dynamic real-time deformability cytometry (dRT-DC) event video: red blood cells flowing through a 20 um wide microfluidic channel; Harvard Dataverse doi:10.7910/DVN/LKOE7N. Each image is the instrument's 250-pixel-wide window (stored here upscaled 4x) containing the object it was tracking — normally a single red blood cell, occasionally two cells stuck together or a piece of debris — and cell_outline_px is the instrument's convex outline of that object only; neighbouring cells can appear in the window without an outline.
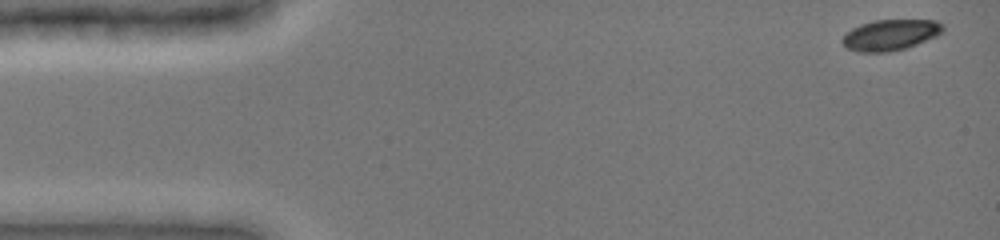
{"species": "common noctule bat (a hibernating species)", "species_latin": "Nyctalus noctula", "temperature_condition": "cold", "stored_images_in_passage": 20, "camera_frame_rate_fps": 3000, "um_per_image_px": 0.085, "animal": {"sex": "female", "body_mass_g": 19.0, "forearm_length_mm": 51.5}, "frame": {"image": 1, "passage_image": 1, "time_ms": 0.0, "image_size_px": [1000, 240], "cell_outline_px": [[944, 28], [936, 36], [916, 44], [904, 48], [888, 52], [860, 52], [848, 48], [840, 40], [852, 28], [860, 24], [876, 20], [936, 20], [944, 24]], "centroid_in_image_um": [75.68, 2.96], "position_along_channel_um": 9.3, "area_um2": 17.86}}
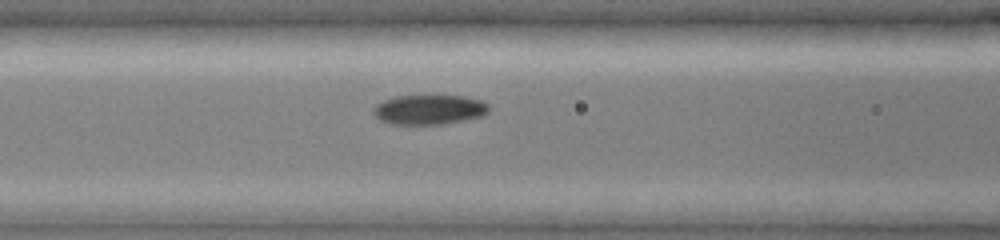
{"frame": {"image": 2, "passage_image": 15, "time_ms": 6.0, "image_size_px": [1000, 240], "cell_outline_px": [[488, 112], [484, 116], [444, 124], [392, 124], [380, 120], [372, 112], [372, 108], [376, 104], [384, 100], [396, 96], [464, 96], [484, 100], [488, 104]], "centroid_in_image_um": [36.5, 9.32], "position_along_channel_um": 130.1, "area_um2": 20.11}}
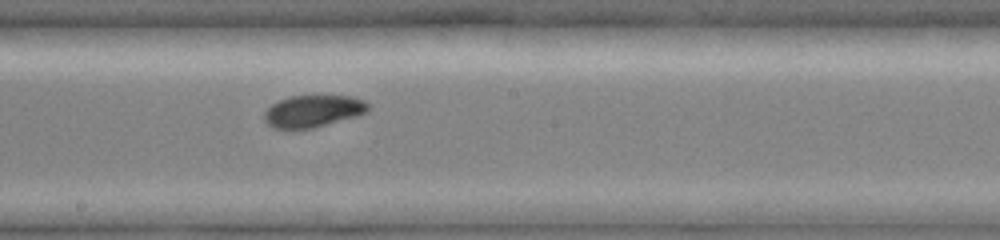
{"frame": {"image": 3, "passage_image": 20, "time_ms": 8.333, "image_size_px": [1000, 240], "cell_outline_px": [[368, 112], [360, 116], [312, 128], [272, 128], [264, 120], [264, 112], [272, 104], [288, 96], [352, 96], [364, 100], [368, 104]], "centroid_in_image_um": [26.64, 9.44], "position_along_channel_um": 221.6, "area_um2": 19.42}}